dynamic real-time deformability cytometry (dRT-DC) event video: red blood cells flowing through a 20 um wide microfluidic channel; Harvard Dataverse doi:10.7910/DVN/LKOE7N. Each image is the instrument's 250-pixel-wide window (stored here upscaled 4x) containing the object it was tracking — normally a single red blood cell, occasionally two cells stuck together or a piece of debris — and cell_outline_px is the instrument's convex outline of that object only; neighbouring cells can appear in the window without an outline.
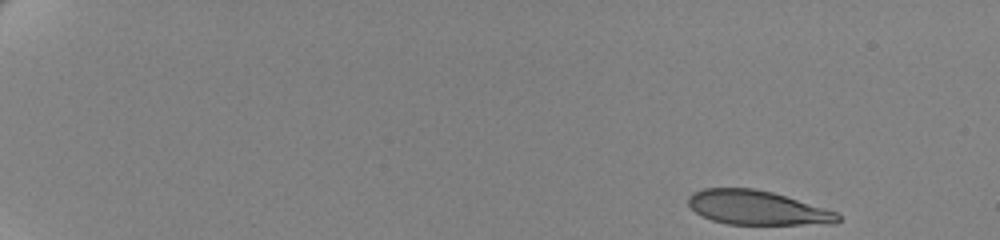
{"species": "human", "species_latin": "Homo sapiens", "temperature_condition": "cold", "stored_images_in_passage": 55, "camera_frame_rate_fps": 3000, "um_per_image_px": 0.085, "donor": {"sex": "female"}, "frame": {"image": 1, "passage_image": 1, "time_ms": 0.0, "image_size_px": [1000, 240], "cell_outline_px": [[840, 220], [832, 224], [728, 224], [712, 220], [696, 212], [688, 204], [688, 196], [692, 192], [704, 188], [752, 188], [772, 192], [836, 212], [840, 216]], "centroid_in_image_um": [64.32, 17.65], "position_along_channel_um": 20.7, "area_um2": 29.48}}
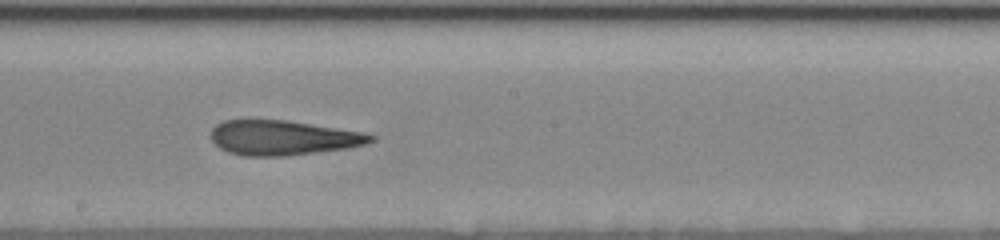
{"frame": {"image": 2, "passage_image": 32, "time_ms": 10.333, "image_size_px": [1000, 240], "cell_outline_px": [[376, 140], [368, 144], [348, 148], [288, 156], [244, 156], [228, 152], [220, 148], [212, 140], [212, 128], [216, 124], [224, 120], [288, 120], [364, 132], [376, 136]], "centroid_in_image_um": [24.1, 11.71], "position_along_channel_um": 224.1, "area_um2": 32.6}}
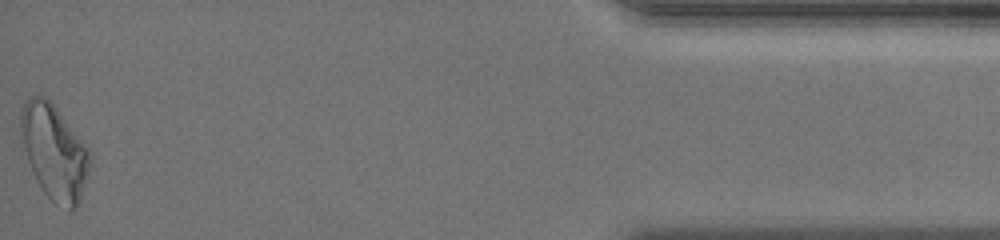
{"frame": {"image": 3, "passage_image": 55, "time_ms": 18.0, "image_size_px": [1000, 240], "cell_outline_px": [[92, 164], [80, 200], [76, 208], [72, 212], [68, 212], [56, 204], [44, 192], [36, 180], [20, 148], [20, 112], [28, 96], [44, 96], [56, 108], [88, 148], [92, 156]], "centroid_in_image_um": [4.59, 12.96], "position_along_channel_um": 430.6, "area_um2": 38.84}, "authors_computed_cell_mechanics": {"area_um2": 33.0616, "velocity_mm_per_s": 3.4987, "shape_relaxation_time_tau1_ms": 8.6327, "shape_relaxation_time_tau2_ms": 2.668, "deformation_change_tau1": 0.218, "deformation_change_tau2": 0.1239}}